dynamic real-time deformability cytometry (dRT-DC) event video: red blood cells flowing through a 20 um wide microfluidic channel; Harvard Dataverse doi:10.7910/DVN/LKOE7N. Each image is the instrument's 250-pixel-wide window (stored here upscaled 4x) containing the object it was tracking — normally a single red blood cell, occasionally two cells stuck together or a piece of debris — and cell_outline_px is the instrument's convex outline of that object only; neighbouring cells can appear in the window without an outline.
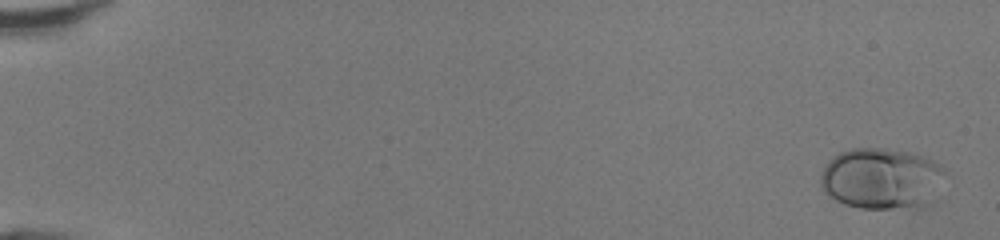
{"species": "human", "species_latin": "Homo sapiens", "temperature_condition": "room temperature", "stored_images_in_passage": 48, "camera_frame_rate_fps": 3000, "um_per_image_px": 0.085, "donor": {"sex": "female"}, "frame": {"image": 1, "passage_image": 1, "time_ms": 0.0, "image_size_px": [1000, 240], "cell_outline_px": [[944, 172], [924, 208], [860, 208], [844, 204], [836, 200], [824, 192], [820, 184], [820, 176], [828, 160], [832, 156], [840, 152], [852, 148], [884, 148], [908, 152], [932, 160], [940, 164], [944, 168]], "centroid_in_image_um": [74.85, 15.17], "position_along_channel_um": 10.2, "area_um2": 43.93}}
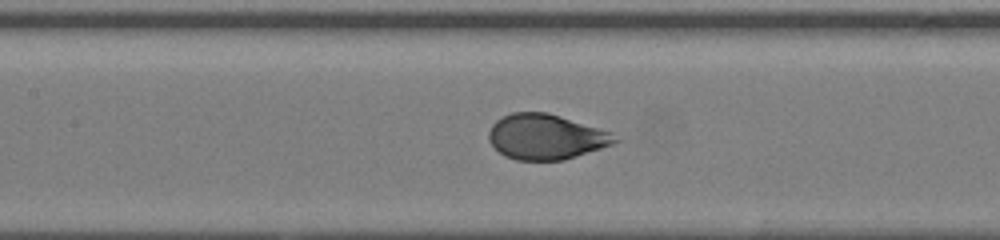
{"frame": {"image": 2, "passage_image": 24, "time_ms": 7.667, "image_size_px": [1000, 240], "cell_outline_px": [[620, 140], [612, 144], [564, 160], [516, 160], [504, 156], [488, 140], [488, 132], [492, 124], [496, 120], [512, 112], [548, 112], [612, 132]], "centroid_in_image_um": [46.39, 11.62], "position_along_channel_um": 161.0, "area_um2": 33.18}}
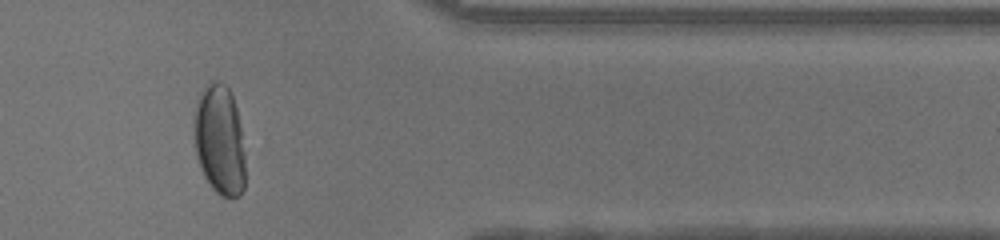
{"frame": {"image": 3, "passage_image": 41, "time_ms": 13.333, "image_size_px": [1000, 240], "cell_outline_px": [[244, 188], [240, 196], [220, 196], [212, 188], [204, 176], [200, 168], [196, 156], [196, 96], [208, 80], [220, 80], [228, 88], [232, 96], [236, 108], [240, 128], [244, 152]], "centroid_in_image_um": [18.66, 11.87], "position_along_channel_um": 392.7, "area_um2": 32.66}, "authors_computed_cell_mechanics": {"area_um2": 35.2869, "velocity_mm_per_s": 4.3058, "shape_relaxation_time_tau1_ms": 2.6564, "shape_relaxation_time_tau2_ms": null, "deformation_change_tau1": 0.1776, "deformation_change_tau2": null}}